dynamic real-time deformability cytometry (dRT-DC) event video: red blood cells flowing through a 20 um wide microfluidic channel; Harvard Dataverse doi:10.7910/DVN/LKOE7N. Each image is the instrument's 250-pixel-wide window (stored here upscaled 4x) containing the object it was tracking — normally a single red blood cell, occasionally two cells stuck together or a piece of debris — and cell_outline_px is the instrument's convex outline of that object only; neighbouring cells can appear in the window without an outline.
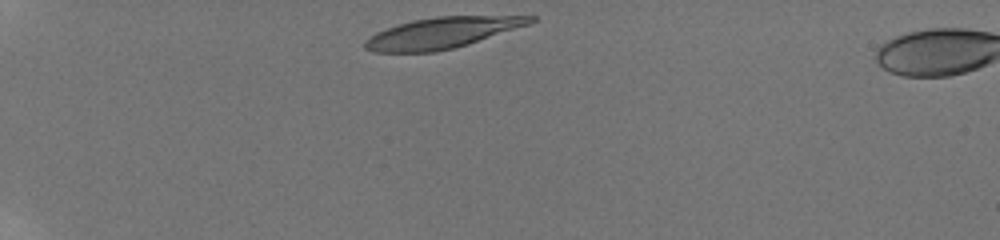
{"species": "human", "species_latin": "Homo sapiens", "temperature_condition": "room temperature", "stored_images_in_passage": 4, "camera_frame_rate_fps": 3000, "um_per_image_px": 0.085, "donor": {"sex": "male"}, "frame": {"image": 1, "passage_image": 1, "time_ms": 0.0, "image_size_px": [1000, 240], "cell_outline_px": [[536, 20], [532, 24], [468, 44], [436, 52], [372, 52], [364, 48], [364, 40], [376, 32], [396, 24], [412, 20], [436, 16], [536, 16]], "centroid_in_image_um": [37.57, 2.79], "position_along_channel_um": 47.4, "area_um2": 30.0}}